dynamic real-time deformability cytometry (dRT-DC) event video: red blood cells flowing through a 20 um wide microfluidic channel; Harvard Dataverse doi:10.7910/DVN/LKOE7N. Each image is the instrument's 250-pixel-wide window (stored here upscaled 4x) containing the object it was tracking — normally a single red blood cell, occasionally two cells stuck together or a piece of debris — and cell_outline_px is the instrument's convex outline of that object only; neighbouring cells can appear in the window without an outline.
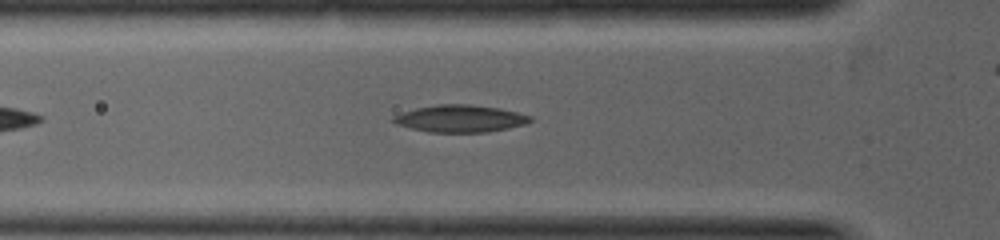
{"species": "common noctule bat (a hibernating species)", "species_latin": "Nyctalus noctula", "temperature_condition": "warm", "stored_images_in_passage": 28, "camera_frame_rate_fps": 5000, "um_per_image_px": 0.085, "animal": {"sex": "female", "body_mass_g": 19.0, "forearm_length_mm": 53.3}, "frame": {"image": 1, "passage_image": 14, "time_ms": 1.4, "image_size_px": [1000, 240], "cell_outline_px": [[532, 120], [524, 124], [508, 128], [484, 132], [428, 132], [412, 128], [388, 120], [392, 116], [400, 112], [416, 108], [436, 104], [468, 104], [500, 108], [532, 116]], "centroid_in_image_um": [39.08, 10.07], "position_along_channel_um": 86.7, "area_um2": 21.62}}
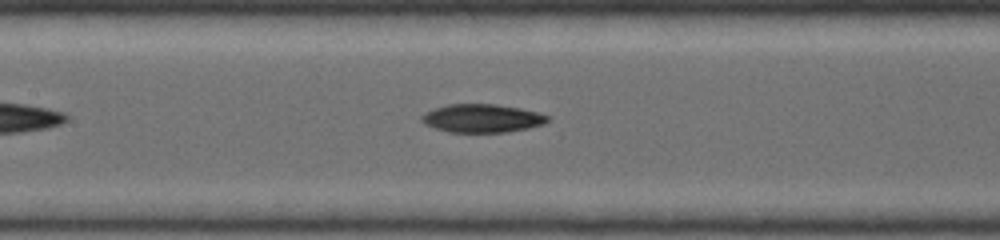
{"frame": {"image": 2, "passage_image": 21, "time_ms": 2.4, "image_size_px": [1000, 240], "cell_outline_px": [[552, 116], [544, 124], [528, 128], [504, 132], [448, 132], [424, 124], [420, 120], [420, 116], [424, 112], [448, 104], [496, 104], [520, 108], [540, 112]], "centroid_in_image_um": [40.99, 10.05], "position_along_channel_um": 166.4, "area_um2": 20.92}}
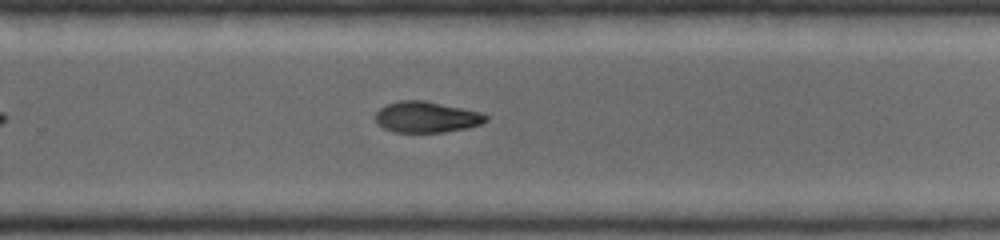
{"frame": {"image": 3, "passage_image": 28, "time_ms": 4.0, "image_size_px": [1000, 240], "cell_outline_px": [[488, 120], [480, 124], [464, 128], [444, 132], [392, 132], [384, 128], [376, 120], [376, 112], [380, 108], [388, 104], [400, 100], [424, 100], [480, 112], [488, 116]], "centroid_in_image_um": [36.24, 9.95], "position_along_channel_um": 293.6, "area_um2": 19.71}}